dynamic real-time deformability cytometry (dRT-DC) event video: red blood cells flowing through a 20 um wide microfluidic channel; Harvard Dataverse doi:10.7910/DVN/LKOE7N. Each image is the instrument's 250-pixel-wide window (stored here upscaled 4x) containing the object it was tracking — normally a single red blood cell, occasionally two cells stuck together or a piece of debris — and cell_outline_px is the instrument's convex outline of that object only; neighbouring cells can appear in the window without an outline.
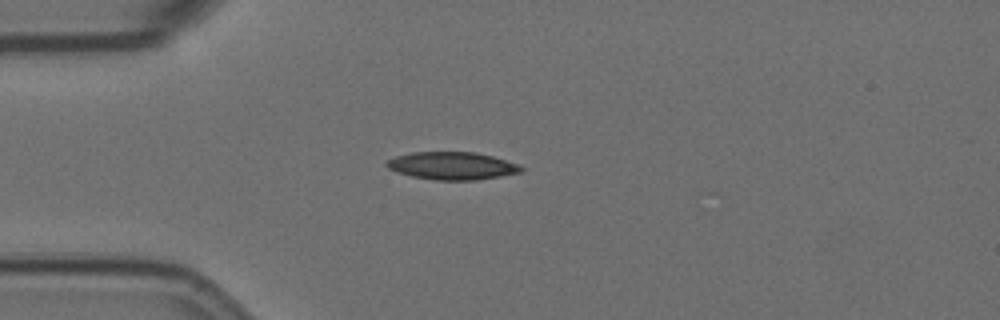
{"species": "Egyptian fruit bat (a non-hibernating species)", "species_latin": "Rousettus aegyptiacus", "temperature_condition": "room temperature", "stored_images_in_passage": 11, "camera_frame_rate_fps": 3000, "um_per_image_px": 0.085, "animal": {"sex": "female"}, "frame": {"image": 1, "passage_image": 1, "time_ms": 0.0, "image_size_px": [1000, 320], "cell_outline_px": [[524, 168], [520, 172], [500, 176], [476, 180], [436, 180], [412, 176], [396, 172], [388, 168], [384, 164], [388, 160], [396, 156], [412, 152], [476, 152], [492, 156], [520, 164]], "centroid_in_image_um": [38.43, 14.09], "position_along_channel_um": 46.6, "area_um2": 21.68}}
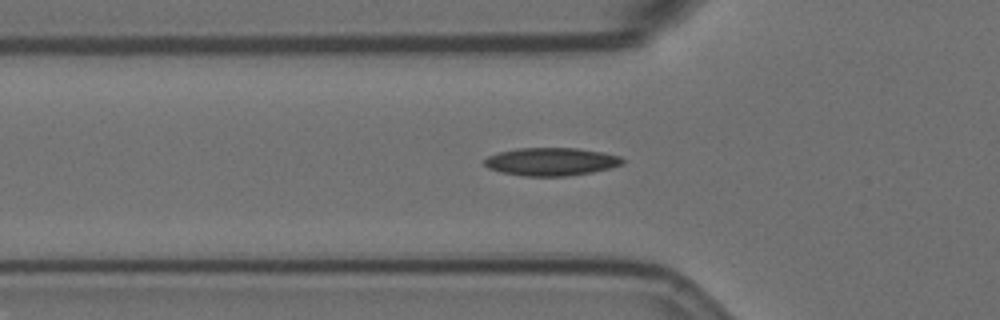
{"frame": {"image": 2, "passage_image": 5, "time_ms": 1.333, "image_size_px": [1000, 320], "cell_outline_px": [[624, 164], [592, 172], [568, 176], [524, 176], [500, 172], [488, 168], [484, 164], [484, 160], [488, 156], [496, 152], [516, 148], [576, 148], [600, 152], [620, 156], [624, 160]], "centroid_in_image_um": [46.81, 13.74], "position_along_channel_um": 79.0, "area_um2": 22.54}}
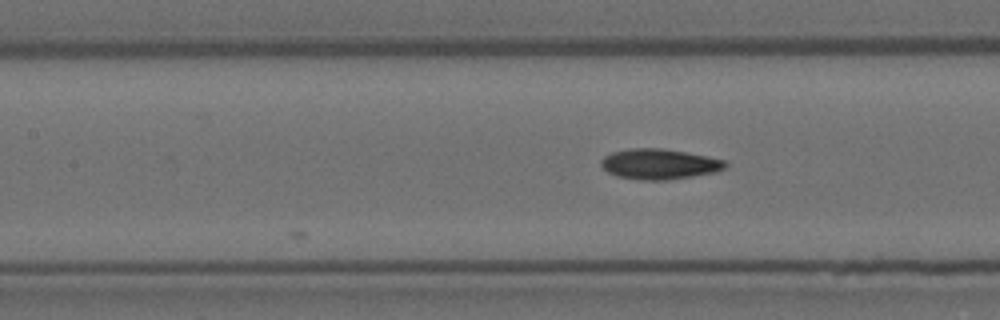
{"frame": {"image": 3, "passage_image": 11, "time_ms": 3.333, "image_size_px": [1000, 320], "cell_outline_px": [[728, 164], [724, 168], [716, 172], [668, 180], [640, 180], [616, 176], [608, 172], [600, 164], [600, 160], [604, 156], [612, 152], [628, 148], [660, 148], [708, 156], [724, 160]], "centroid_in_image_um": [56.02, 13.94], "position_along_channel_um": 151.4, "area_um2": 22.02}}